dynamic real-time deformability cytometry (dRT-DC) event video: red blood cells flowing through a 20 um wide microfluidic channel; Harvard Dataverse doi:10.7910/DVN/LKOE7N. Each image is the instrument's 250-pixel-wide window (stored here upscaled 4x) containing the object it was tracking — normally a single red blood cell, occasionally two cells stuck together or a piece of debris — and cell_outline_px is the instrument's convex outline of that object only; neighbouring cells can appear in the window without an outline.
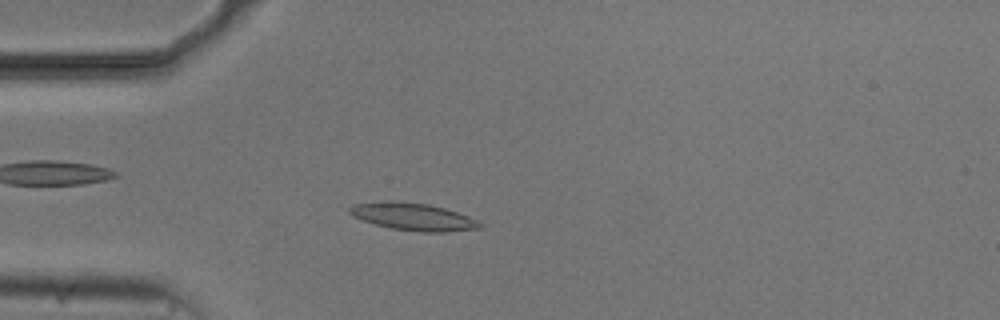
{"species": "common noctule bat (a hibernating species)", "species_latin": "Nyctalus noctula", "temperature_condition": "cold", "stored_images_in_passage": 53, "camera_frame_rate_fps": 3000, "um_per_image_px": 0.085, "animal": {"sex": "male", "body_mass_g": 20.5, "forearm_length_mm": 52.5}, "frame": {"image": 1, "passage_image": 14, "time_ms": 4.333, "image_size_px": [1000, 320], "cell_outline_px": [[484, 228], [444, 232], [420, 232], [392, 228], [376, 224], [352, 216], [348, 212], [348, 208], [356, 204], [384, 200], [392, 200], [428, 204], [444, 208], [468, 216], [484, 224]], "centroid_in_image_um": [35.13, 18.42], "position_along_channel_um": 49.9, "area_um2": 20.81}}
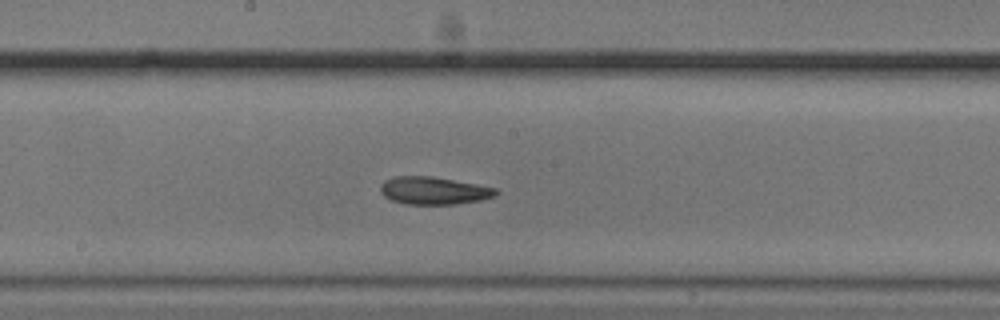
{"frame": {"image": 2, "passage_image": 28, "time_ms": 9.0, "image_size_px": [1000, 320], "cell_outline_px": [[500, 192], [496, 196], [480, 200], [456, 204], [408, 204], [392, 200], [384, 196], [380, 192], [380, 184], [384, 180], [396, 176], [432, 176], [496, 188]], "centroid_in_image_um": [36.86, 16.2], "position_along_channel_um": 211.3, "area_um2": 18.55}}
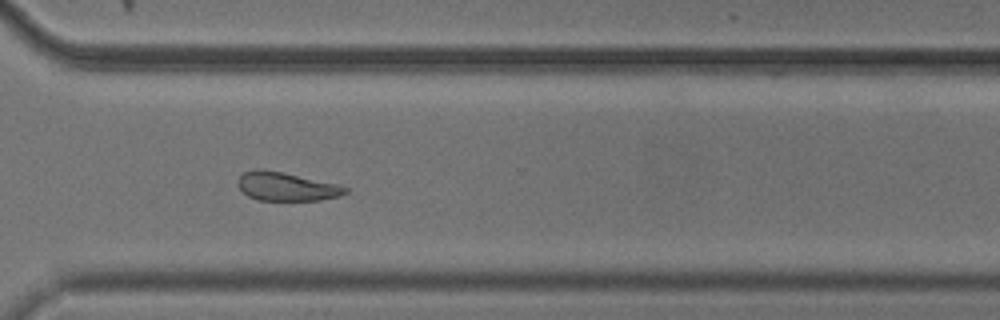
{"frame": {"image": 3, "passage_image": 39, "time_ms": 12.667, "image_size_px": [1000, 320], "cell_outline_px": [[348, 192], [340, 196], [320, 200], [256, 200], [248, 196], [236, 184], [236, 180], [244, 172], [256, 168], [260, 168], [284, 172], [340, 184], [348, 188]], "centroid_in_image_um": [24.35, 15.84], "position_along_channel_um": 346.3, "area_um2": 18.21}}